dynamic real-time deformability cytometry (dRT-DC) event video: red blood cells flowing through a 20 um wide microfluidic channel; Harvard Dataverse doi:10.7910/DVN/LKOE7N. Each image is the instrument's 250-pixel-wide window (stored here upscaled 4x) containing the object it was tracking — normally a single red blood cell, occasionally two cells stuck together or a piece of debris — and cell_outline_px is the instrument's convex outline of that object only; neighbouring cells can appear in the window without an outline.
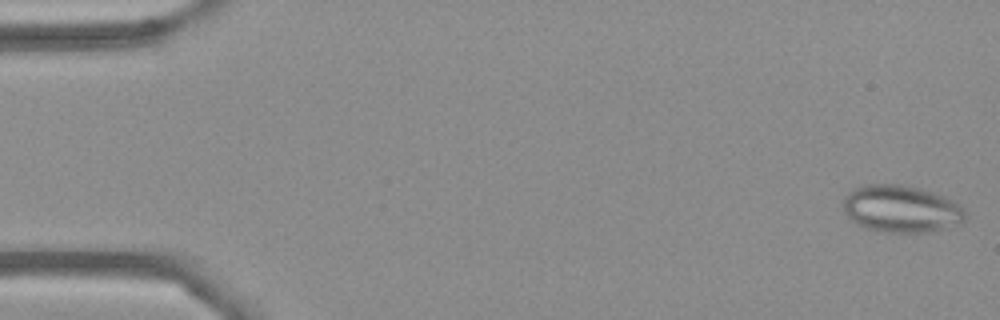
{"species": "Egyptian fruit bat (a non-hibernating species)", "species_latin": "Rousettus aegyptiacus", "temperature_condition": "cold", "stored_images_in_passage": 54, "camera_frame_rate_fps": 3000, "um_per_image_px": 0.085, "frame": {"image": 1, "passage_image": 1, "time_ms": 0.0, "image_size_px": [1000, 320], "cell_outline_px": [[964, 220], [960, 224], [928, 232], [888, 232], [864, 228], [852, 220], [844, 212], [844, 196], [848, 192], [864, 184], [900, 184], [920, 188], [944, 196], [952, 200], [964, 208]], "centroid_in_image_um": [76.59, 17.74], "position_along_channel_um": 8.4, "area_um2": 33.47}}
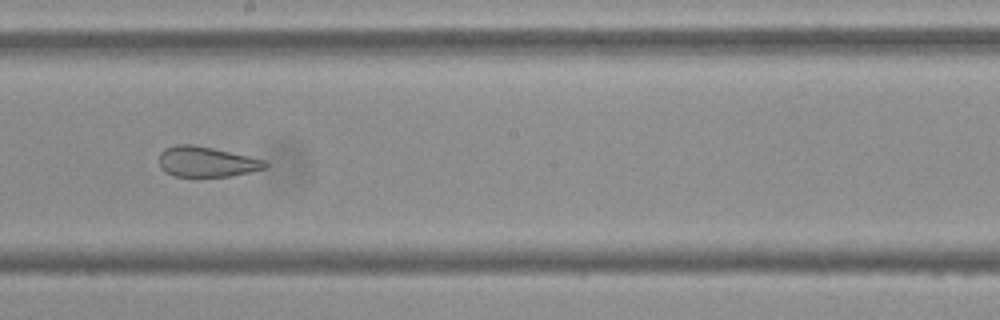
{"frame": {"image": 2, "passage_image": 30, "time_ms": 9.667, "image_size_px": [1000, 320], "cell_outline_px": [[268, 168], [228, 176], [176, 176], [164, 172], [160, 168], [160, 152], [164, 148], [176, 144], [192, 144], [212, 148], [248, 156], [264, 160], [268, 164]], "centroid_in_image_um": [17.52, 13.74], "position_along_channel_um": 230.7, "area_um2": 18.61}}
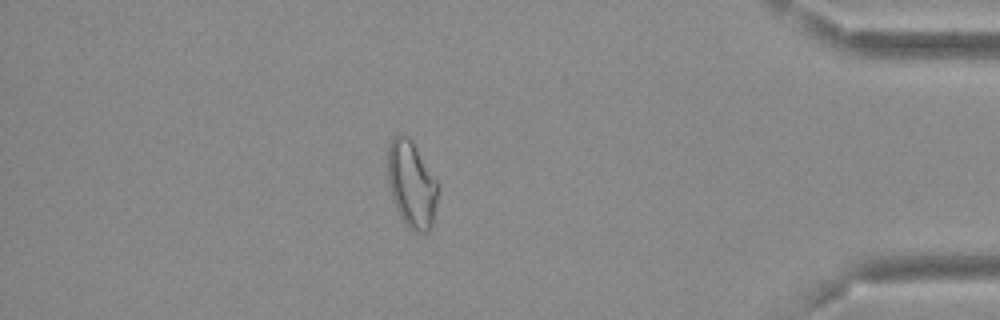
{"frame": {"image": 3, "passage_image": 47, "time_ms": 15.333, "image_size_px": [1000, 320], "cell_outline_px": [[440, 188], [432, 224], [428, 232], [412, 232], [404, 224], [396, 208], [392, 196], [388, 180], [388, 148], [392, 140], [400, 132], [408, 136], [412, 140], [436, 180]], "centroid_in_image_um": [35.0, 15.69], "position_along_channel_um": 400.2, "area_um2": 25.43}, "authors_computed_cell_mechanics": {"area_um2": 25.2008, "velocity_mm_per_s": 3.6914, "shape_relaxation_time_tau1_ms": null, "shape_relaxation_time_tau2_ms": 1.2576, "deformation_change_tau1": null, "deformation_change_tau2": 0.0776}}